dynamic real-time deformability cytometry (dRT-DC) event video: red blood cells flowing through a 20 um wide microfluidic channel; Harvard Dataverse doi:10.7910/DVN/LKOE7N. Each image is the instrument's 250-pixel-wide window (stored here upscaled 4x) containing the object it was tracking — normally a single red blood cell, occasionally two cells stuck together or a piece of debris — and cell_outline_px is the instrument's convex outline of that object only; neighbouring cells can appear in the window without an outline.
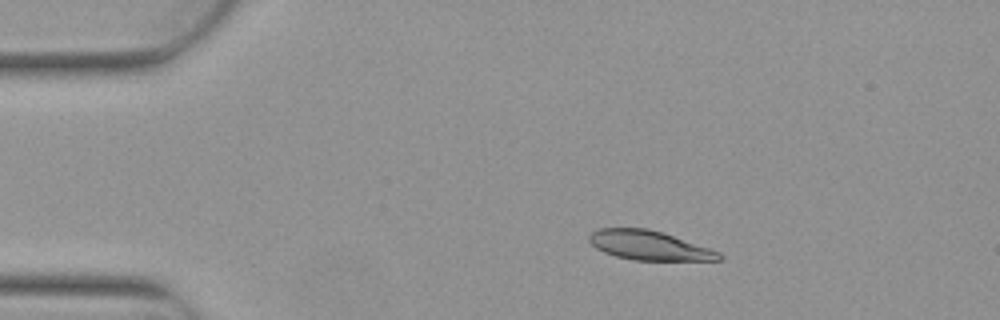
{"species": "Egyptian fruit bat (a non-hibernating species)", "species_latin": "Rousettus aegyptiacus", "temperature_condition": "warm", "stored_images_in_passage": 3, "camera_frame_rate_fps": 3000, "um_per_image_px": 0.085, "animal": {"sex": "female"}, "frame": {"image": 1, "passage_image": 1, "time_ms": 0.0, "image_size_px": [1000, 320], "cell_outline_px": [[724, 260], [632, 260], [616, 256], [604, 252], [596, 248], [588, 240], [588, 236], [592, 232], [600, 228], [648, 228], [720, 252], [724, 256]], "centroid_in_image_um": [55.15, 20.87], "position_along_channel_um": 29.8, "area_um2": 21.91}}
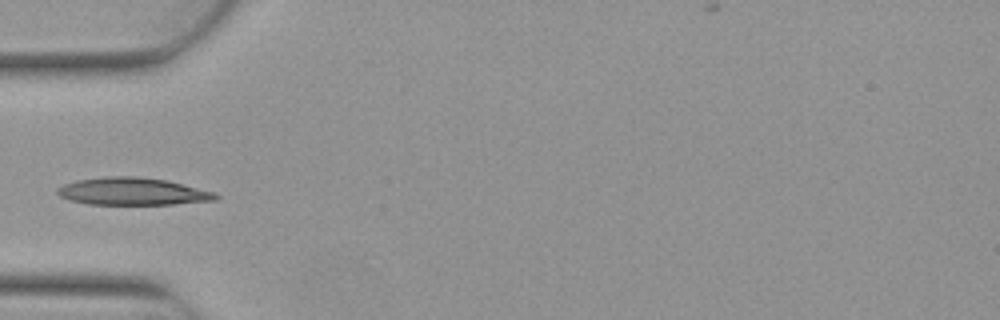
{"frame": {"image": 2, "passage_image": 3, "time_ms": 0.667, "image_size_px": [1000, 320], "cell_outline_px": [[220, 196], [216, 200], [172, 204], [88, 204], [68, 200], [60, 196], [56, 192], [56, 188], [64, 184], [76, 180], [104, 176], [136, 176], [164, 180], [216, 192]], "centroid_in_image_um": [11.23, 16.27], "position_along_channel_um": 73.8, "area_um2": 25.26}}